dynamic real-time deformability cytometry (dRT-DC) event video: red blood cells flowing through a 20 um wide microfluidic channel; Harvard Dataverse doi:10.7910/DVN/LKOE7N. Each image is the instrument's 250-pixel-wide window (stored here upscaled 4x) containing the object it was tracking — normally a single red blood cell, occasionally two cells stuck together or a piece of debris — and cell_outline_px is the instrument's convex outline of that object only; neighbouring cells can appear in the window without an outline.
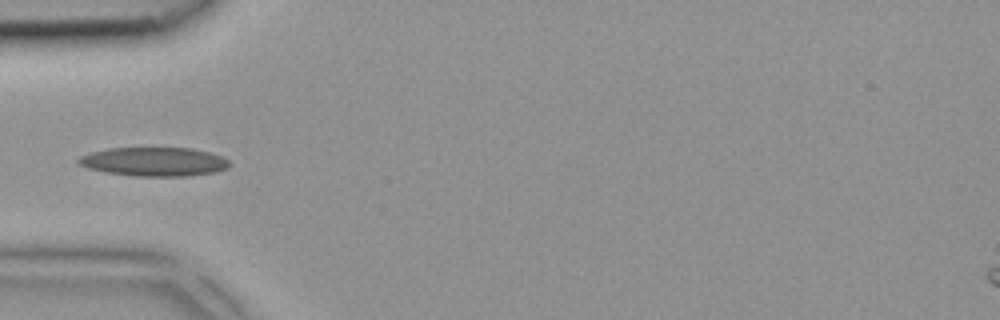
{"species": "common noctule bat (a hibernating species)", "species_latin": "Nyctalus noctula", "temperature_condition": "room temperature", "stored_images_in_passage": 3, "camera_frame_rate_fps": 3000, "um_per_image_px": 0.085, "animal": {"sex": "female", "body_mass_g": 18.4}, "frame": {"image": 1, "passage_image": 3, "time_ms": 0.667, "image_size_px": [1000, 320], "cell_outline_px": [[232, 164], [228, 168], [216, 172], [188, 176], [136, 176], [104, 172], [88, 168], [80, 164], [76, 160], [80, 156], [92, 152], [108, 148], [192, 148], [208, 152], [220, 156], [228, 160]], "centroid_in_image_um": [13.12, 13.75], "position_along_channel_um": 71.9, "area_um2": 25.43}}